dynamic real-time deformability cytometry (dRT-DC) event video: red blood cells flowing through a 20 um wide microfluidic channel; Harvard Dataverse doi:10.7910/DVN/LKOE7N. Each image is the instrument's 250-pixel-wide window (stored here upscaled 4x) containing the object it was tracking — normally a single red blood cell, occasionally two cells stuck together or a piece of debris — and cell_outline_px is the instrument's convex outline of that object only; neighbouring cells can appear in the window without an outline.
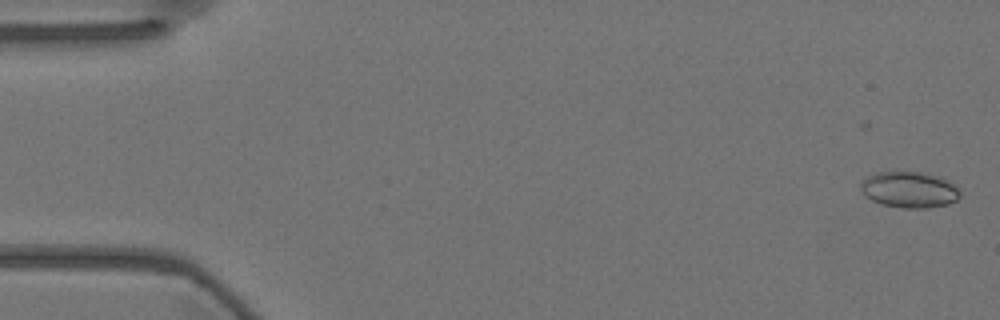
{"species": "Egyptian fruit bat (a non-hibernating species)", "species_latin": "Rousettus aegyptiacus", "temperature_condition": "warm", "stored_images_in_passage": 56, "camera_frame_rate_fps": 3000, "um_per_image_px": 0.085, "animal": {"sex": "female"}, "frame": {"image": 1, "passage_image": 1, "time_ms": 0.0, "image_size_px": [1000, 320], "cell_outline_px": [[960, 196], [956, 200], [948, 204], [928, 208], [904, 208], [880, 204], [864, 196], [860, 188], [860, 184], [868, 176], [876, 172], [924, 172], [936, 176], [952, 184], [960, 192]], "centroid_in_image_um": [77.25, 16.13], "position_along_channel_um": 7.8, "area_um2": 20.75}}
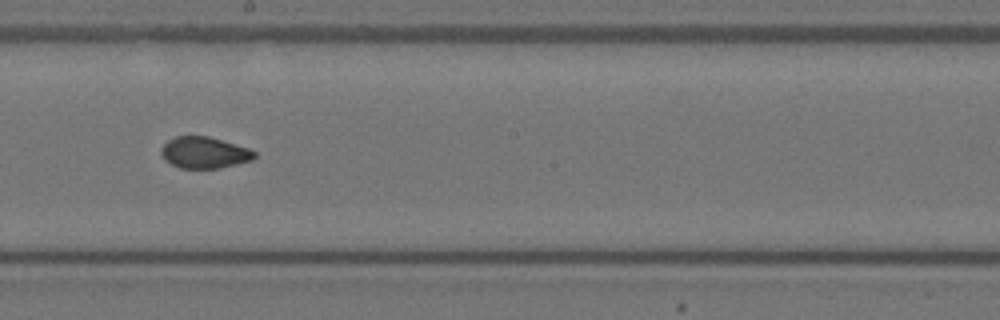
{"frame": {"image": 2, "passage_image": 31, "time_ms": 10.0, "image_size_px": [1000, 320], "cell_outline_px": [[256, 156], [252, 160], [220, 168], [180, 168], [164, 160], [160, 152], [160, 148], [168, 140], [176, 136], [208, 136], [248, 148], [256, 152]], "centroid_in_image_um": [17.34, 12.97], "position_along_channel_um": 230.9, "area_um2": 17.05}}
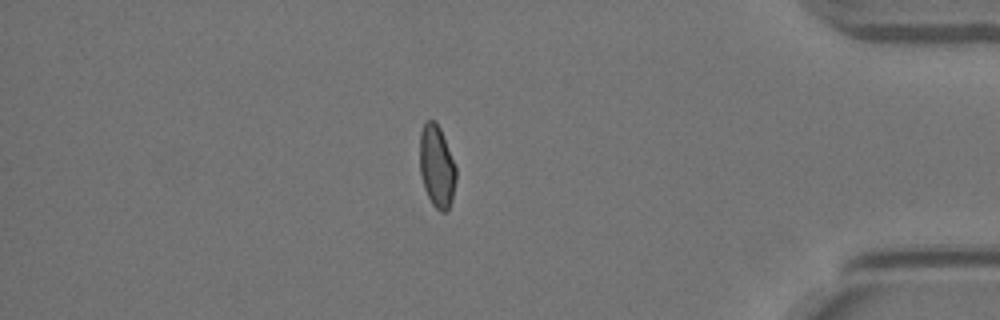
{"frame": {"image": 3, "passage_image": 48, "time_ms": 15.667, "image_size_px": [1000, 320], "cell_outline_px": [[456, 180], [452, 200], [448, 212], [440, 212], [432, 204], [424, 188], [420, 172], [420, 132], [424, 124], [428, 120], [436, 120], [440, 128], [456, 168]], "centroid_in_image_um": [37.13, 14.17], "position_along_channel_um": 398.1, "area_um2": 17.4}, "authors_computed_cell_mechanics": {"area_um2": 17.8313, "velocity_mm_per_s": 3.5936, "shape_relaxation_time_tau1_ms": null, "shape_relaxation_time_tau2_ms": 1.3784, "deformation_change_tau1": null, "deformation_change_tau2": 0.0529}}